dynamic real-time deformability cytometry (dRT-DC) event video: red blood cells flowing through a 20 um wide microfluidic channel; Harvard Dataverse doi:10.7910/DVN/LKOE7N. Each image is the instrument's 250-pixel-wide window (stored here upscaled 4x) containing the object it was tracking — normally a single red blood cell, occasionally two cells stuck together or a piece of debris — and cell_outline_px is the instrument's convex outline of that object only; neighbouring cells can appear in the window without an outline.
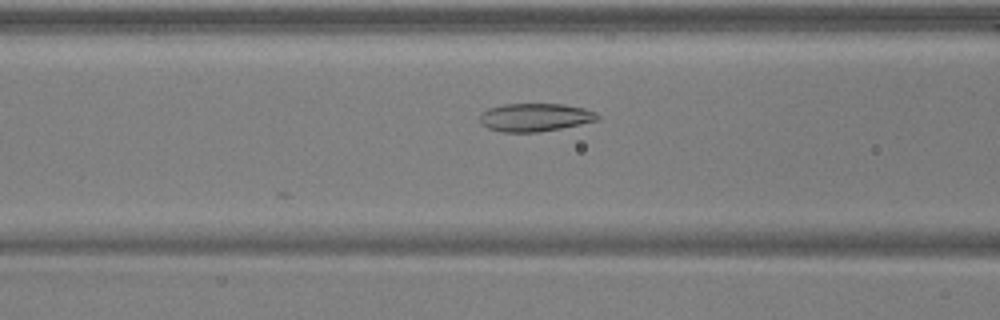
{"species": "common noctule bat (a hibernating species)", "species_latin": "Nyctalus noctula", "temperature_condition": "warm", "stored_images_in_passage": 36, "camera_frame_rate_fps": 3000, "um_per_image_px": 0.085, "animal": {"sex": "male", "body_mass_g": 17.9, "forearm_length_mm": 54.2}, "frame": {"image": 1, "passage_image": 10, "time_ms": 3.0, "image_size_px": [1000, 320], "cell_outline_px": [[600, 120], [540, 132], [500, 132], [488, 128], [480, 124], [480, 112], [488, 108], [504, 104], [564, 104], [584, 108], [596, 112], [600, 116]], "centroid_in_image_um": [45.46, 9.97], "position_along_channel_um": 121.1, "area_um2": 19.48}}
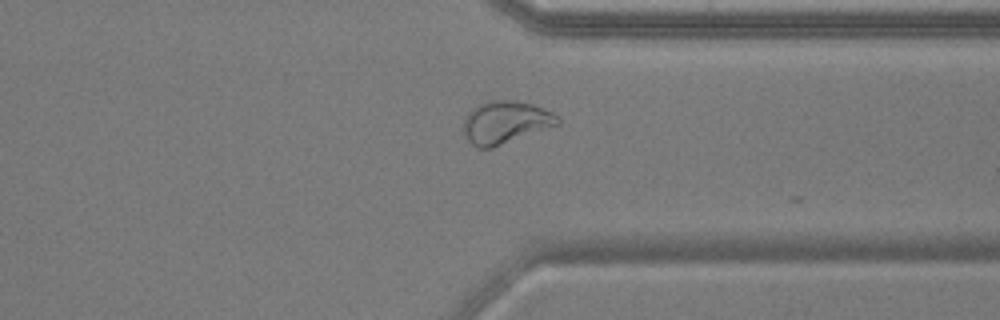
{"frame": {"image": 2, "passage_image": 29, "time_ms": 9.333, "image_size_px": [1000, 320], "cell_outline_px": [[560, 124], [492, 148], [476, 148], [464, 136], [464, 116], [472, 108], [488, 100], [516, 100], [532, 104], [552, 112], [560, 116]], "centroid_in_image_um": [42.96, 10.39], "position_along_channel_um": 368.4, "area_um2": 23.52}}
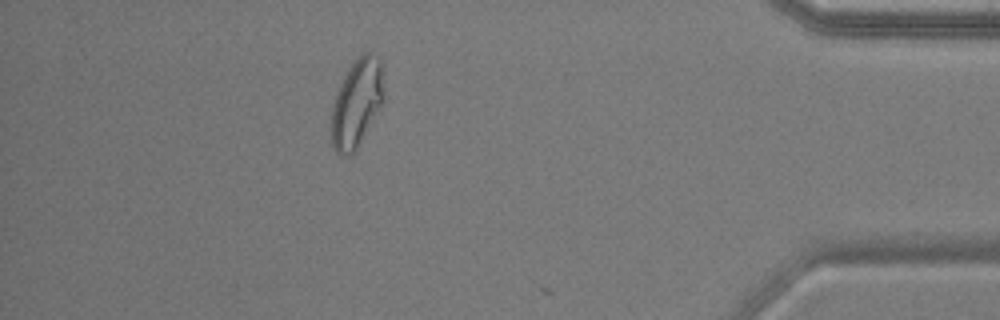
{"frame": {"image": 3, "passage_image": 35, "time_ms": 11.333, "image_size_px": [1000, 320], "cell_outline_px": [[384, 100], [356, 148], [348, 156], [340, 156], [336, 152], [332, 144], [328, 128], [332, 108], [340, 84], [348, 68], [356, 56], [364, 52], [372, 52], [380, 60]], "centroid_in_image_um": [30.27, 8.76], "position_along_channel_um": 404.9, "area_um2": 26.93}}